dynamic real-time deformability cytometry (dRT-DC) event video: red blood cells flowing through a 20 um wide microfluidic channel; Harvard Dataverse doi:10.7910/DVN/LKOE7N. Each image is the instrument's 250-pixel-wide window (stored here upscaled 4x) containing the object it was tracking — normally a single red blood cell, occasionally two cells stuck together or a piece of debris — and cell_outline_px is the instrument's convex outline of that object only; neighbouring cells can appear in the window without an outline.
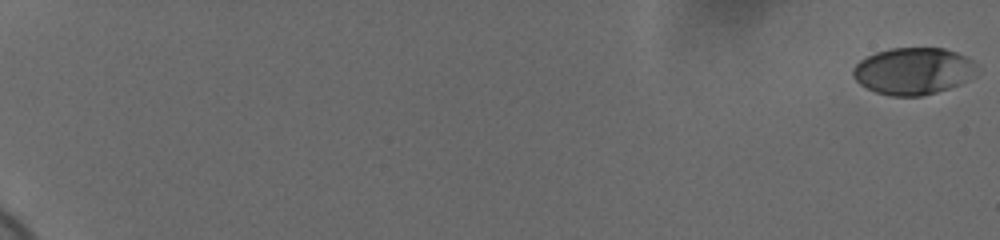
{"species": "human", "species_latin": "Homo sapiens", "temperature_condition": "cold", "stored_images_in_passage": 60, "camera_frame_rate_fps": 3000, "um_per_image_px": 0.085, "donor": {"sex": "female"}, "frame": {"image": 1, "passage_image": 1, "time_ms": 0.0, "image_size_px": [1000, 240], "cell_outline_px": [[972, 60], [964, 80], [960, 84], [936, 92], [920, 96], [892, 96], [876, 92], [860, 84], [852, 76], [852, 68], [860, 60], [876, 52], [892, 48], [944, 48], [956, 52]], "centroid_in_image_um": [77.48, 6.03], "position_along_channel_um": 7.5, "area_um2": 32.83}}
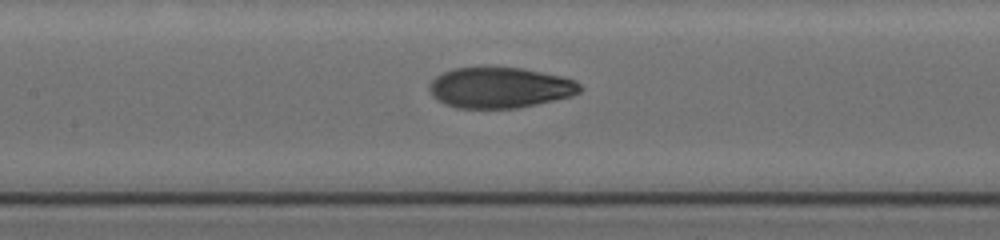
{"frame": {"image": 2, "passage_image": 33, "time_ms": 10.667, "image_size_px": [1000, 240], "cell_outline_px": [[584, 88], [580, 92], [572, 96], [536, 104], [516, 108], [456, 108], [444, 104], [432, 96], [428, 88], [428, 84], [436, 76], [452, 68], [524, 68], [564, 76], [576, 80]], "centroid_in_image_um": [42.51, 7.45], "position_along_channel_um": 164.9, "area_um2": 35.95}}
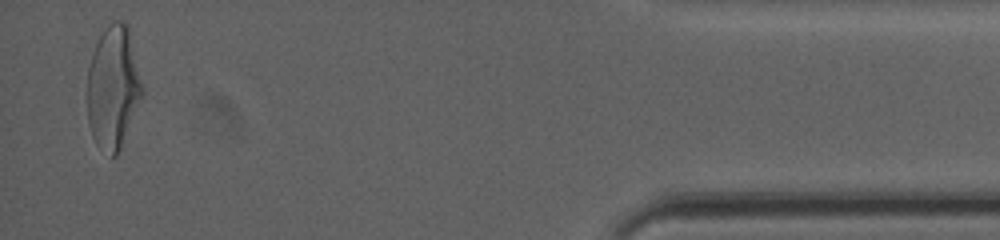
{"frame": {"image": 3, "passage_image": 59, "time_ms": 19.333, "image_size_px": [1000, 240], "cell_outline_px": [[144, 92], [120, 148], [116, 156], [112, 156], [96, 144], [92, 136], [88, 124], [88, 68], [92, 52], [100, 36], [108, 24], [112, 20], [124, 20], [128, 24], [144, 88]], "centroid_in_image_um": [9.63, 7.38], "position_along_channel_um": 425.6, "area_um2": 39.36}, "authors_computed_cell_mechanics": {"area_um2": 36.0383, "velocity_mm_per_s": 3.6899, "shape_relaxation_time_tau1_ms": 4.8973, "shape_relaxation_time_tau2_ms": 1.0646, "deformation_change_tau1": 0.214, "deformation_change_tau2": 0.0589}}